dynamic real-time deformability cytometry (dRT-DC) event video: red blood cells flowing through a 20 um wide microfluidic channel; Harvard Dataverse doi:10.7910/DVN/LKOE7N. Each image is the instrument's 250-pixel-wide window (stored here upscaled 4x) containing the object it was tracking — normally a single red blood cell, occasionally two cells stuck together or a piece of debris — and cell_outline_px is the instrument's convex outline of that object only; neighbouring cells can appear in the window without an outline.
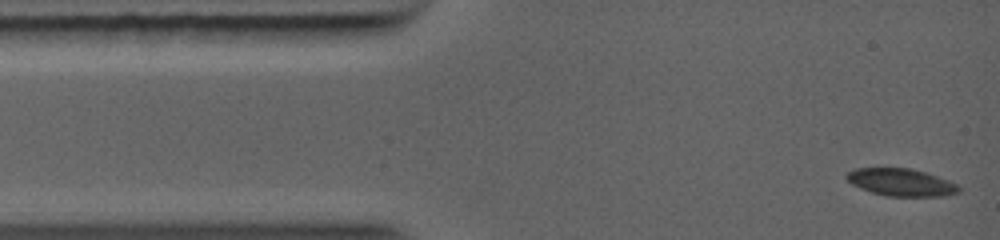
{"species": "common noctule bat (a hibernating species)", "species_latin": "Nyctalus noctula", "temperature_condition": "warm", "stored_images_in_passage": 18, "camera_frame_rate_fps": 5000, "um_per_image_px": 0.085, "animal": {"sex": "female", "body_mass_g": 19.0, "forearm_length_mm": 56.7}, "frame": {"image": 1, "passage_image": 1, "time_ms": 0.0, "image_size_px": [1000, 240], "cell_outline_px": [[960, 188], [956, 192], [928, 196], [900, 196], [876, 192], [864, 188], [848, 180], [848, 172], [860, 168], [904, 168], [920, 172], [932, 176], [952, 184]], "centroid_in_image_um": [76.52, 15.48], "position_along_channel_um": 8.5, "area_um2": 16.13}}
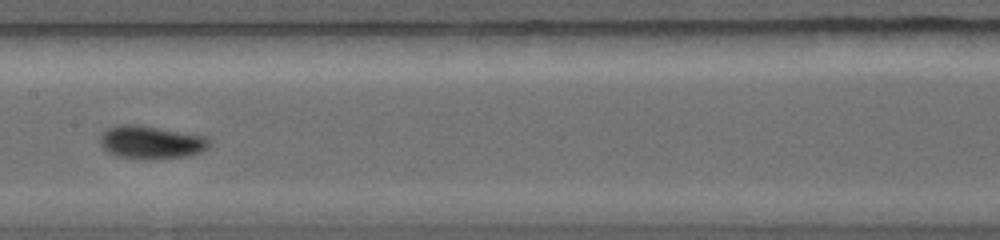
{"frame": {"image": 2, "passage_image": 8, "time_ms": 5.2, "image_size_px": [1000, 240], "cell_outline_px": [[204, 144], [200, 148], [192, 152], [168, 156], [136, 156], [116, 152], [108, 148], [104, 144], [104, 136], [112, 128], [124, 124], [132, 124], [192, 136], [204, 140]], "centroid_in_image_um": [12.72, 12.03], "position_along_channel_um": 194.7, "area_um2": 16.76}}
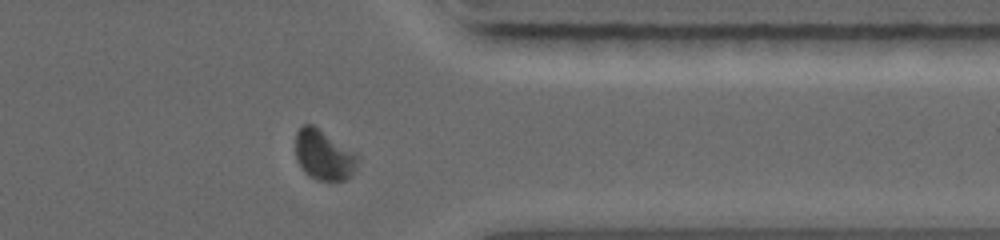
{"frame": {"image": 3, "passage_image": 16, "time_ms": 9.2, "image_size_px": [1000, 240], "cell_outline_px": [[352, 172], [344, 180], [324, 180], [312, 176], [300, 164], [296, 156], [296, 136], [300, 128], [304, 124], [312, 124], [352, 156]], "centroid_in_image_um": [27.36, 13.17], "position_along_channel_um": 384.0, "area_um2": 15.9}}